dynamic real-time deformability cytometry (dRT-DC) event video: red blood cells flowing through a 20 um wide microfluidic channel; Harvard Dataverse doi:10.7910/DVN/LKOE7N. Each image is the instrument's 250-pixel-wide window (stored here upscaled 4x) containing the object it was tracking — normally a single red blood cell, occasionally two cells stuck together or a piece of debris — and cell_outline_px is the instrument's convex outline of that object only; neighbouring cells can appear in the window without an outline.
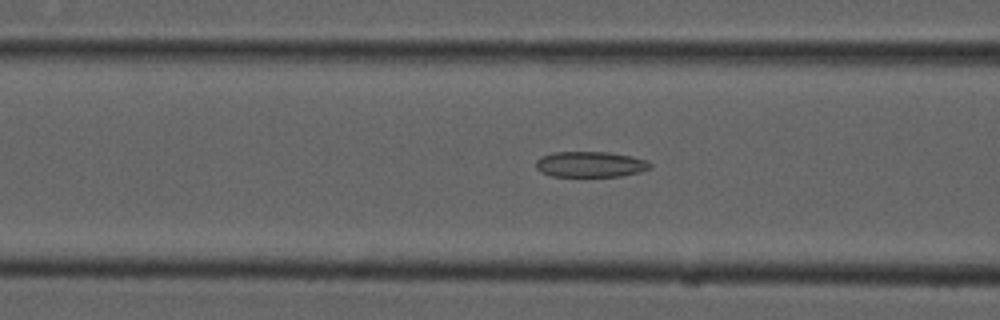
{"species": "common noctule bat (a hibernating species)", "species_latin": "Nyctalus noctula", "temperature_condition": "cold", "stored_images_in_passage": 43, "camera_frame_rate_fps": 3000, "um_per_image_px": 0.085, "animal": {"sex": "male", "forearm_length_mm": 52.5}, "frame": {"image": 1, "passage_image": 21, "time_ms": 6.667, "image_size_px": [1000, 320], "cell_outline_px": [[652, 168], [640, 172], [620, 176], [552, 176], [540, 172], [536, 168], [536, 160], [552, 152], [608, 152], [632, 156], [648, 160], [652, 164]], "centroid_in_image_um": [50.22, 13.97], "position_along_channel_um": 116.4, "area_um2": 17.17}}
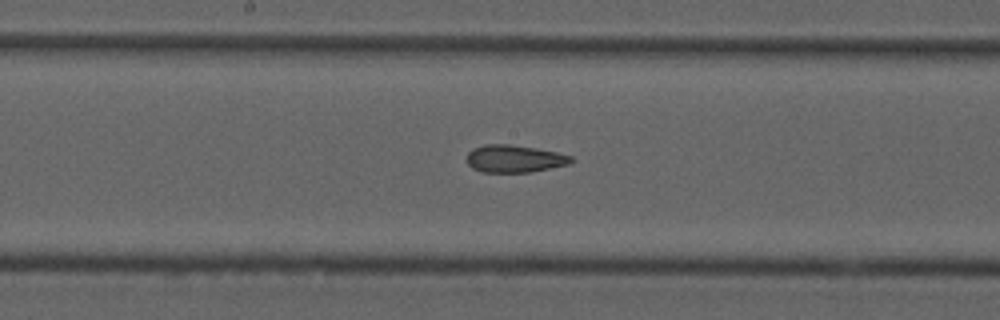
{"frame": {"image": 2, "passage_image": 28, "time_ms": 9.0, "image_size_px": [1000, 320], "cell_outline_px": [[572, 160], [568, 164], [532, 172], [484, 172], [472, 168], [468, 164], [468, 152], [472, 148], [484, 144], [508, 144], [536, 148], [556, 152], [572, 156]], "centroid_in_image_um": [43.7, 13.48], "position_along_channel_um": 204.5, "area_um2": 16.59}}
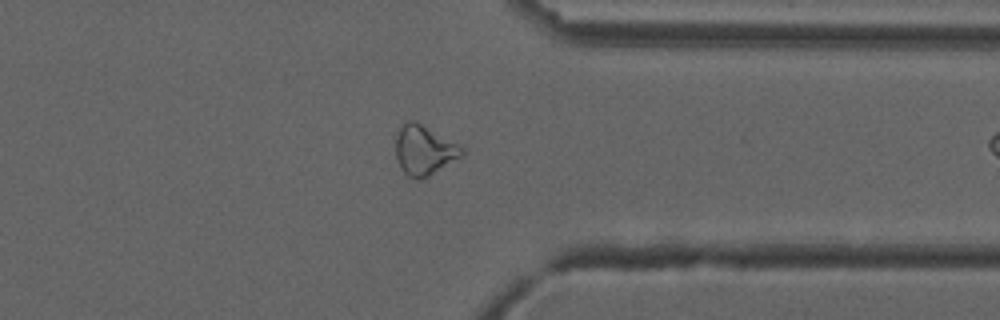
{"frame": {"image": 3, "passage_image": 42, "time_ms": 13.667, "image_size_px": [1000, 320], "cell_outline_px": [[464, 152], [460, 156], [428, 176], [420, 180], [416, 180], [408, 176], [400, 168], [396, 156], [396, 136], [400, 128], [408, 120], [416, 120], [464, 148]], "centroid_in_image_um": [36.01, 12.76], "position_along_channel_um": 375.4, "area_um2": 18.84}}